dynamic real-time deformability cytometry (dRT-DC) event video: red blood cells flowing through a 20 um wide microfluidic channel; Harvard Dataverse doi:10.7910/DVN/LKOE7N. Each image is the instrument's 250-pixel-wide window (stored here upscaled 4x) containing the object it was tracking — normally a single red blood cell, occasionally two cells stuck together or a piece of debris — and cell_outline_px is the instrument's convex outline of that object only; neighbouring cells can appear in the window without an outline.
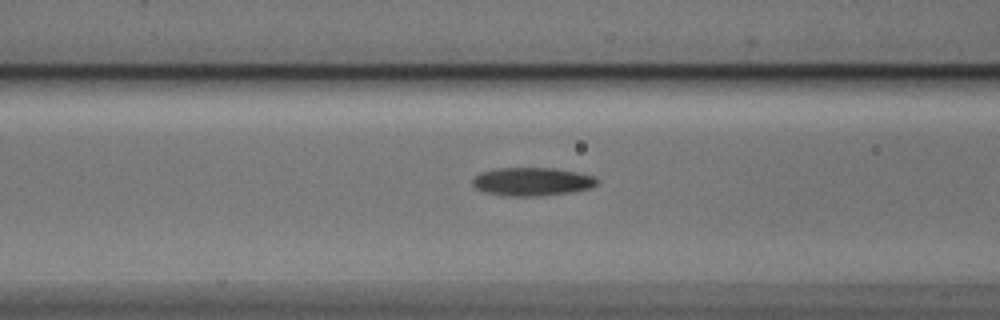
{"species": "Egyptian fruit bat (a non-hibernating species)", "species_latin": "Rousettus aegyptiacus", "temperature_condition": "cold", "stored_images_in_passage": 10, "camera_frame_rate_fps": 3000, "um_per_image_px": 0.085, "animal": {"sex": "male"}, "frame": {"image": 1, "passage_image": 9, "time_ms": 2.667, "image_size_px": [1000, 320], "cell_outline_px": [[600, 180], [596, 184], [588, 188], [572, 192], [540, 196], [512, 196], [484, 192], [476, 188], [472, 184], [472, 176], [480, 172], [496, 168], [556, 168], [596, 176]], "centroid_in_image_um": [45.21, 15.43], "position_along_channel_um": 121.4, "area_um2": 20.69}}